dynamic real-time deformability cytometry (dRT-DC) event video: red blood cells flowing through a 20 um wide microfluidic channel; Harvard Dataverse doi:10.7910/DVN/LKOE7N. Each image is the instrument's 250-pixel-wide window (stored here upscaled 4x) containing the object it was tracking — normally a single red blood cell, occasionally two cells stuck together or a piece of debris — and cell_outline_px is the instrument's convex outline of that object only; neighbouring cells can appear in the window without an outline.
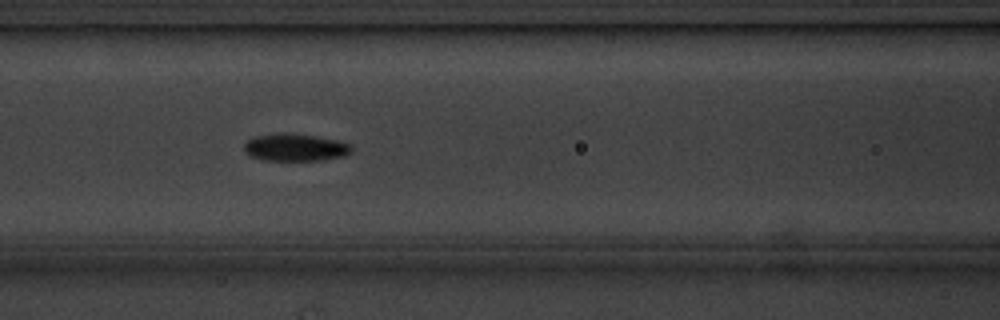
{"species": "common noctule bat (a hibernating species)", "species_latin": "Nyctalus noctula", "temperature_condition": "cold", "stored_images_in_passage": 9, "camera_frame_rate_fps": 3000, "um_per_image_px": 0.085, "animal": {"sex": "male", "body_mass_g": 20.1, "forearm_length_mm": 53.5}, "frame": {"image": 1, "passage_image": 7, "time_ms": 7.0, "image_size_px": [1000, 320], "cell_outline_px": [[352, 152], [344, 156], [324, 160], [264, 160], [252, 156], [244, 152], [244, 144], [252, 136], [280, 132], [292, 132], [316, 136], [336, 140], [348, 144], [352, 148]], "centroid_in_image_um": [25.06, 12.51], "position_along_channel_um": 141.5, "area_um2": 17.34}}